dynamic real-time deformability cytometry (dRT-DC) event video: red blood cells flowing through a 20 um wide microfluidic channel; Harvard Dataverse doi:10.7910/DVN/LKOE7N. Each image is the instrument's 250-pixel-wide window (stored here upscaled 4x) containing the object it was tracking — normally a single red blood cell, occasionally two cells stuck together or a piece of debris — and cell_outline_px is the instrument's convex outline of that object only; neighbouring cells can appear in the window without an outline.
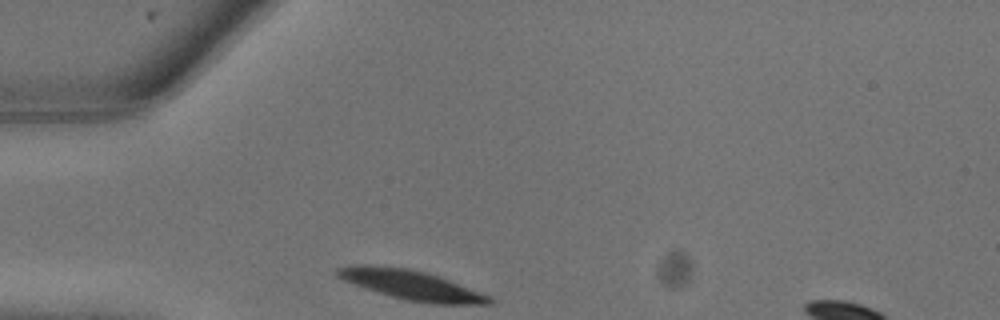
{"species": "common noctule bat (a hibernating species)", "species_latin": "Nyctalus noctula", "temperature_condition": "warm", "stored_images_in_passage": 13, "camera_frame_rate_fps": 3000, "um_per_image_px": 0.085, "animal": {"sex": "male", "body_mass_g": 13.3}, "frame": {"image": 1, "passage_image": 1, "time_ms": 0.0, "image_size_px": [1000, 320], "cell_outline_px": [[492, 304], [432, 304], [404, 300], [364, 288], [344, 280], [336, 276], [336, 268], [352, 264], [364, 264], [408, 268], [428, 272], [480, 292], [488, 296], [492, 300]], "centroid_in_image_um": [34.9, 24.21], "position_along_channel_um": 50.1, "area_um2": 26.18}}
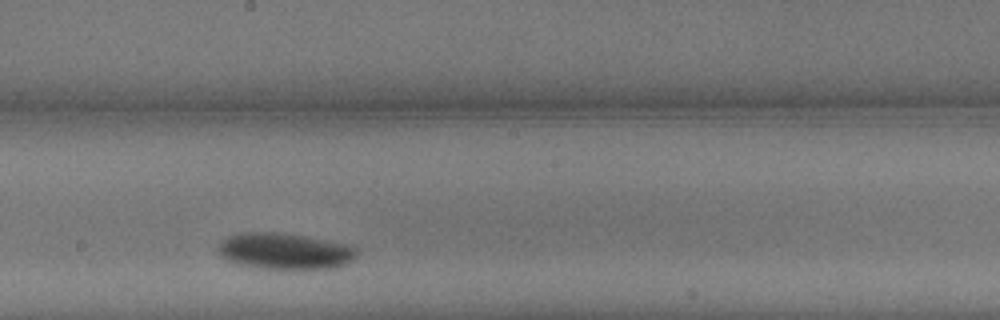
{"frame": {"image": 2, "passage_image": 8, "time_ms": 2.333, "image_size_px": [1000, 320], "cell_outline_px": [[356, 256], [348, 264], [336, 268], [260, 268], [240, 264], [228, 260], [220, 256], [216, 248], [220, 240], [228, 236], [240, 232], [280, 232], [352, 244], [356, 248]], "centroid_in_image_um": [24.2, 21.33], "position_along_channel_um": 224.0, "area_um2": 29.54}}
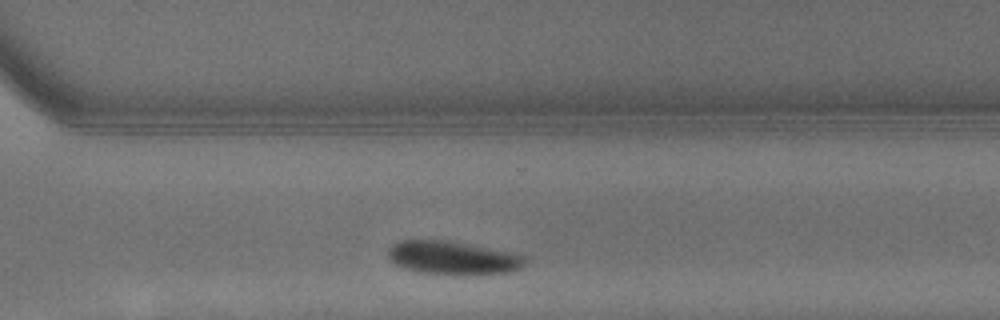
{"frame": {"image": 3, "passage_image": 12, "time_ms": 3.667, "image_size_px": [1000, 320], "cell_outline_px": [[528, 264], [524, 268], [512, 272], [468, 276], [416, 272], [404, 268], [388, 260], [388, 248], [392, 244], [400, 240], [452, 240], [516, 252], [528, 256]], "centroid_in_image_um": [38.61, 21.92], "position_along_channel_um": 332.0, "area_um2": 28.03}}